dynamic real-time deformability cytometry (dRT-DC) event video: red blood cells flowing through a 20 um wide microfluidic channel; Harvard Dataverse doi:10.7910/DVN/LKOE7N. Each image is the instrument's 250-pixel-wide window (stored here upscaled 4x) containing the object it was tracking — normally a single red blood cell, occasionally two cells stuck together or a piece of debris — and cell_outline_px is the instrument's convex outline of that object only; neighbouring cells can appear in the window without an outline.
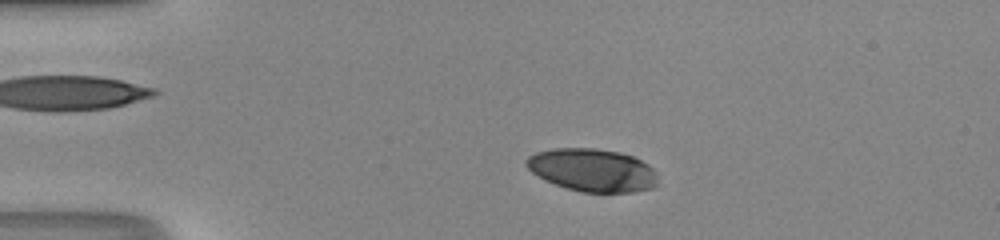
{"species": "human", "species_latin": "Homo sapiens", "temperature_condition": "room temperature", "stored_images_in_passage": 45, "camera_frame_rate_fps": 3000, "um_per_image_px": 0.085, "donor": {"sex": "male"}, "frame": {"image": 1, "passage_image": 6, "time_ms": 1.667, "image_size_px": [1000, 240], "cell_outline_px": [[656, 184], [652, 188], [632, 192], [580, 192], [544, 180], [532, 172], [524, 164], [524, 160], [528, 156], [536, 152], [552, 148], [596, 148], [620, 152], [632, 156], [648, 164], [656, 172]], "centroid_in_image_um": [50.32, 14.45], "position_along_channel_um": 34.7, "area_um2": 32.89}}
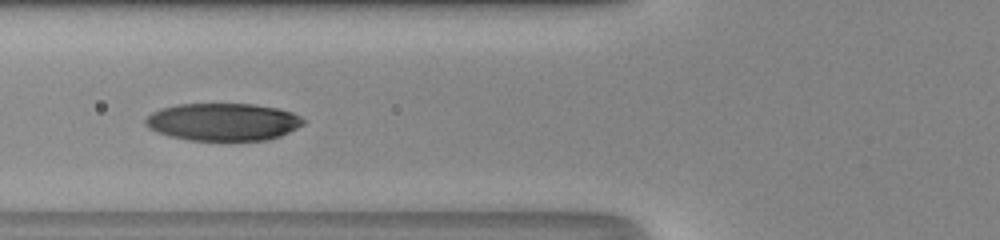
{"frame": {"image": 2, "passage_image": 15, "time_ms": 4.667, "image_size_px": [1000, 240], "cell_outline_px": [[304, 124], [280, 136], [268, 140], [188, 140], [168, 136], [148, 128], [144, 124], [144, 120], [152, 112], [160, 108], [176, 104], [252, 104], [276, 108], [292, 112], [300, 116], [304, 120]], "centroid_in_image_um": [18.92, 10.36], "position_along_channel_um": 106.9, "area_um2": 34.56}}
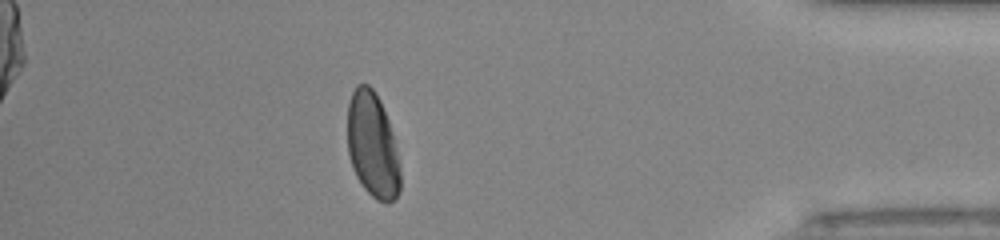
{"frame": {"image": 3, "passage_image": 39, "time_ms": 12.667, "image_size_px": [1000, 240], "cell_outline_px": [[400, 192], [388, 204], [384, 204], [376, 200], [364, 188], [356, 176], [352, 168], [348, 152], [348, 104], [352, 92], [356, 84], [368, 84], [376, 92], [380, 100], [388, 120], [396, 148], [400, 164]], "centroid_in_image_um": [31.66, 12.36], "position_along_channel_um": 403.5, "area_um2": 32.54}, "authors_computed_cell_mechanics": {"area_um2": 34.7956, "velocity_mm_per_s": 4.2187, "shape_relaxation_time_tau1_ms": 3.3312, "shape_relaxation_time_tau2_ms": 0.9537, "deformation_change_tau1": 0.1702, "deformation_change_tau2": 0.0264}}